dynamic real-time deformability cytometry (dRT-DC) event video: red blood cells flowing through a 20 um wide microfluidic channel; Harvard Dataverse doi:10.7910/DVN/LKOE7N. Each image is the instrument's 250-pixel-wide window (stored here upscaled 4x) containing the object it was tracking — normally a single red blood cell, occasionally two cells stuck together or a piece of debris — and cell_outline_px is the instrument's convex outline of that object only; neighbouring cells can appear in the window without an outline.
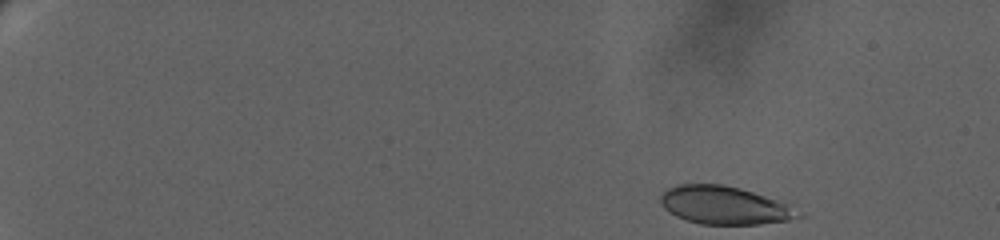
{"species": "human", "species_latin": "Homo sapiens", "temperature_condition": "warm", "stored_images_in_passage": 22, "camera_frame_rate_fps": 3000, "um_per_image_px": 0.085, "donor": {"sex": "female"}, "frame": {"image": 1, "passage_image": 1, "time_ms": 0.0, "image_size_px": [1000, 240], "cell_outline_px": [[808, 216], [788, 220], [760, 224], [700, 224], [676, 216], [664, 208], [660, 200], [660, 196], [668, 188], [676, 184], [724, 184], [792, 200]], "centroid_in_image_um": [61.82, 17.43], "position_along_channel_um": 23.2, "area_um2": 31.91}}
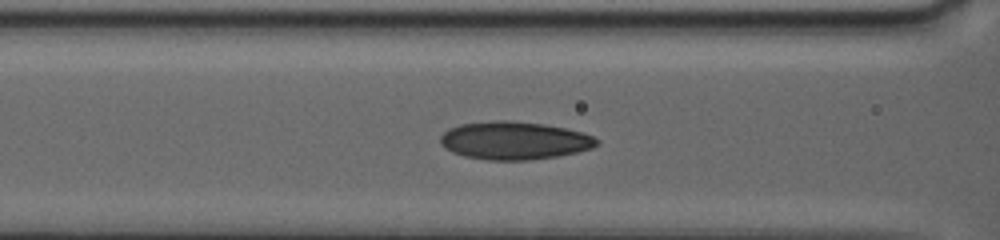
{"frame": {"image": 2, "passage_image": 13, "time_ms": 8.333, "image_size_px": [1000, 240], "cell_outline_px": [[600, 144], [592, 148], [576, 152], [556, 156], [528, 160], [488, 160], [464, 156], [452, 152], [444, 148], [440, 144], [440, 136], [448, 128], [460, 124], [492, 120], [512, 120], [544, 124], [568, 128], [592, 136], [600, 140]], "centroid_in_image_um": [43.7, 11.93], "position_along_channel_um": 122.9, "area_um2": 34.85}}
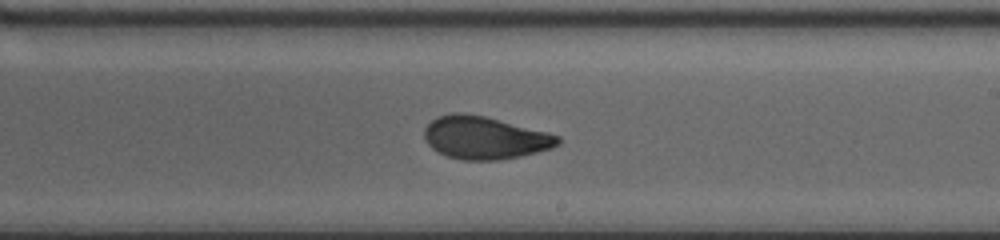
{"frame": {"image": 3, "passage_image": 22, "time_ms": 12.333, "image_size_px": [1000, 240], "cell_outline_px": [[560, 144], [552, 148], [520, 156], [500, 160], [464, 160], [448, 156], [432, 148], [424, 140], [424, 128], [436, 116], [452, 112], [460, 112], [484, 116], [548, 132], [560, 136]], "centroid_in_image_um": [41.19, 11.7], "position_along_channel_um": 247.8, "area_um2": 33.23}}